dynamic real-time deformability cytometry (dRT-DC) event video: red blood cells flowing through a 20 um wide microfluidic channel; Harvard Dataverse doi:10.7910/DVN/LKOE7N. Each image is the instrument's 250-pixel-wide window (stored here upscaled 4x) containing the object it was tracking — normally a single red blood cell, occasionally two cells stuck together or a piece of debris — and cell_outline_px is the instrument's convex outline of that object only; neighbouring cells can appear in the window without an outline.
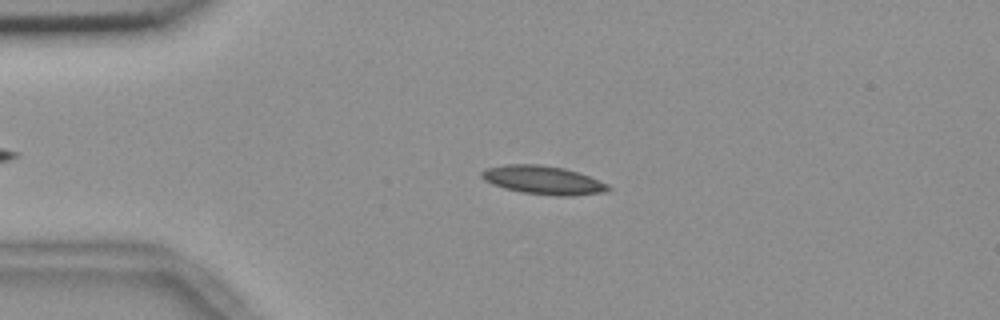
{"species": "common noctule bat (a hibernating species)", "species_latin": "Nyctalus noctula", "temperature_condition": "room temperature", "stored_images_in_passage": 49, "camera_frame_rate_fps": 3000, "um_per_image_px": 0.085, "animal": {"sex": "female", "body_mass_g": 18.4}, "frame": {"image": 1, "passage_image": 12, "time_ms": 3.667, "image_size_px": [1000, 320], "cell_outline_px": [[612, 188], [604, 192], [572, 196], [556, 196], [520, 192], [504, 188], [492, 184], [484, 180], [480, 176], [480, 172], [488, 168], [504, 164], [540, 164], [564, 168], [588, 176], [608, 184]], "centroid_in_image_um": [46.14, 15.31], "position_along_channel_um": 38.9, "area_um2": 21.04}}
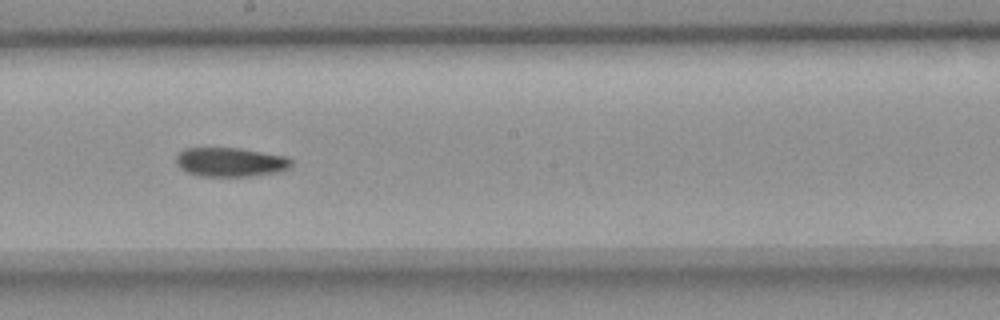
{"frame": {"image": 2, "passage_image": 30, "time_ms": 9.667, "image_size_px": [1000, 320], "cell_outline_px": [[292, 164], [288, 168], [280, 172], [252, 176], [196, 176], [180, 168], [176, 164], [176, 156], [184, 148], [240, 148], [288, 156], [292, 160]], "centroid_in_image_um": [19.61, 13.78], "position_along_channel_um": 228.6, "area_um2": 19.77}}
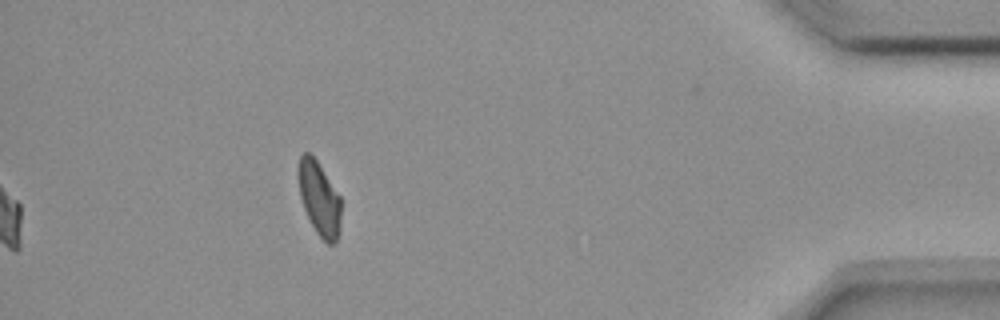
{"frame": {"image": 3, "passage_image": 49, "time_ms": 16.0, "image_size_px": [1000, 320], "cell_outline_px": [[340, 232], [336, 244], [328, 244], [316, 232], [304, 208], [300, 196], [296, 176], [296, 168], [300, 156], [304, 152], [308, 152], [316, 160], [340, 196]], "centroid_in_image_um": [27.11, 16.87], "position_along_channel_um": 408.1, "area_um2": 18.5}, "authors_computed_cell_mechanics": {"area_um2": 19.8254, "velocity_mm_per_s": 3.6743, "shape_relaxation_time_tau1_ms": 6.6655, "shape_relaxation_time_tau2_ms": 5.5815, "deformation_change_tau1": 0.1392, "deformation_change_tau2": 0.1097}}